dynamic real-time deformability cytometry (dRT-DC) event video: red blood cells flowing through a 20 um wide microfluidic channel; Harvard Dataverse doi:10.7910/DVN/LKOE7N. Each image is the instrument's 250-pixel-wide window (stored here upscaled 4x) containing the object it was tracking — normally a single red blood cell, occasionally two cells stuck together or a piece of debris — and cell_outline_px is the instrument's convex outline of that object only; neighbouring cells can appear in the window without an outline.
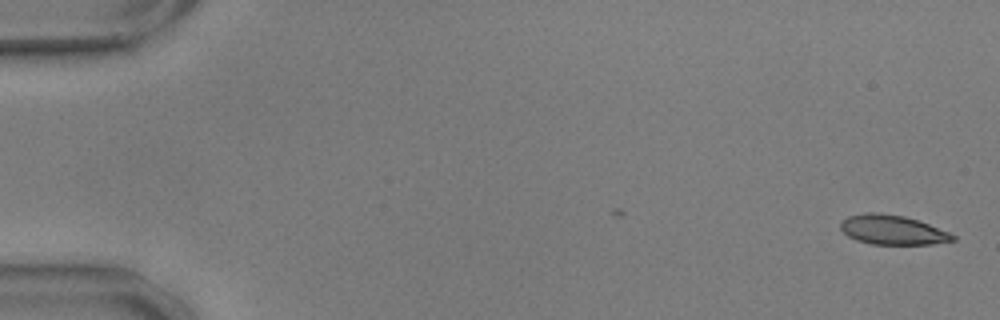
{"species": "common noctule bat (a hibernating species)", "species_latin": "Nyctalus noctula", "temperature_condition": "warm", "stored_images_in_passage": 48, "camera_frame_rate_fps": 3000, "um_per_image_px": 0.085, "animal": {"sex": "male", "body_mass_g": 17.9, "forearm_length_mm": 54.2}, "frame": {"image": 1, "passage_image": 1, "time_ms": 0.0, "image_size_px": [1000, 320], "cell_outline_px": [[956, 240], [932, 244], [872, 244], [856, 240], [848, 236], [840, 228], [840, 220], [848, 216], [864, 212], [880, 212], [904, 216], [928, 224], [948, 232], [956, 236]], "centroid_in_image_um": [75.82, 19.53], "position_along_channel_um": 9.2, "area_um2": 19.31}}
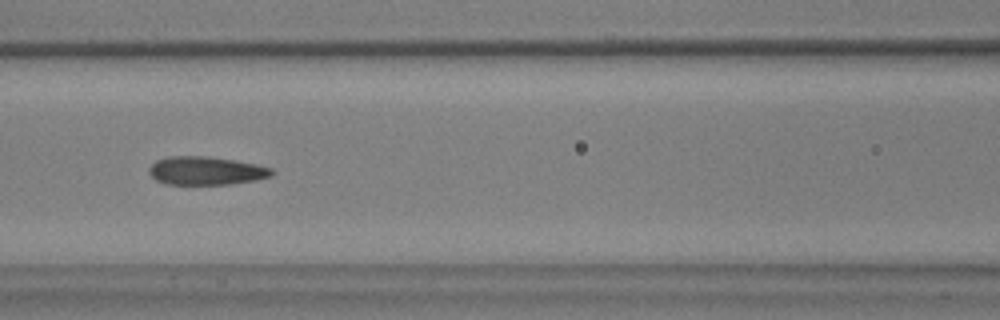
{"frame": {"image": 2, "passage_image": 25, "time_ms": 8.0, "image_size_px": [1000, 320], "cell_outline_px": [[276, 172], [272, 176], [256, 180], [232, 184], [168, 184], [156, 180], [148, 172], [148, 168], [156, 160], [168, 156], [208, 156], [256, 164], [272, 168]], "centroid_in_image_um": [17.53, 14.51], "position_along_channel_um": 149.1, "area_um2": 20.35}}
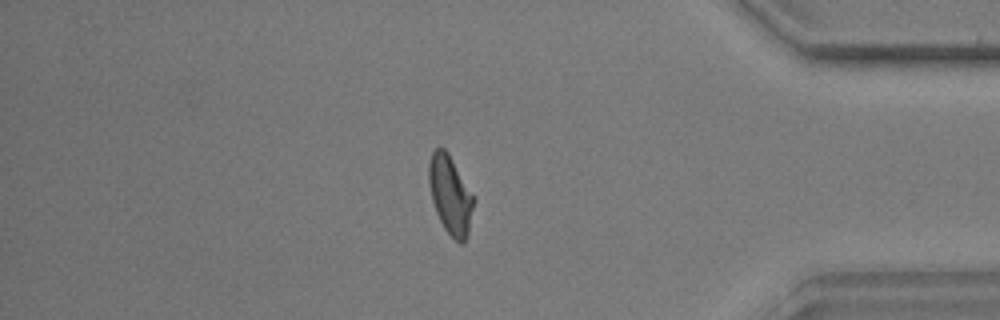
{"frame": {"image": 3, "passage_image": 48, "time_ms": 15.667, "image_size_px": [1000, 320], "cell_outline_px": [[476, 200], [468, 232], [464, 240], [460, 244], [444, 228], [436, 212], [432, 200], [428, 184], [428, 164], [432, 152], [440, 144], [448, 152]], "centroid_in_image_um": [38.26, 16.52], "position_along_channel_um": 396.9, "area_um2": 20.52}, "authors_computed_cell_mechanics": {"area_um2": 20.6057, "velocity_mm_per_s": 3.5942, "shape_relaxation_time_tau1_ms": null, "shape_relaxation_time_tau2_ms": 1.4119, "deformation_change_tau1": null, "deformation_change_tau2": 0.0944}}